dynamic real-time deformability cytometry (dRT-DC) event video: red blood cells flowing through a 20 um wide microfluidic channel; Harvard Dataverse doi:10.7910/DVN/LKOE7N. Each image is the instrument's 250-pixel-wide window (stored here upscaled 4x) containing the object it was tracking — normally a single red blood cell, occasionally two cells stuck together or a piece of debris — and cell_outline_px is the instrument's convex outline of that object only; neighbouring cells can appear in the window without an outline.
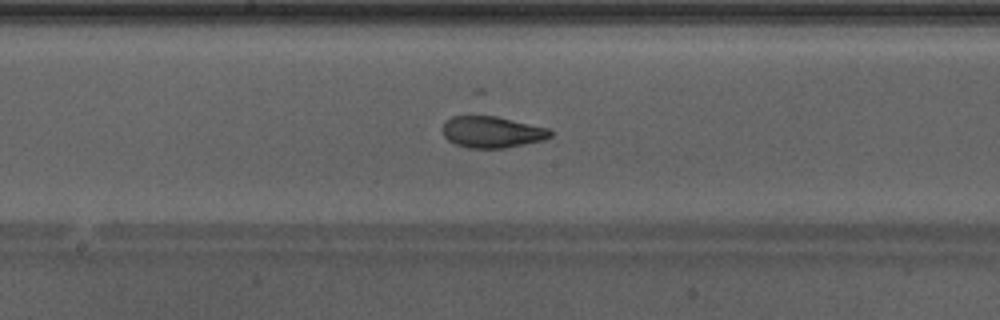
{"species": "Egyptian fruit bat (a non-hibernating species)", "species_latin": "Rousettus aegyptiacus", "temperature_condition": "warm", "stored_images_in_passage": 39, "camera_frame_rate_fps": 3000, "um_per_image_px": 0.085, "animal": {"sex": "male"}, "frame": {"image": 1, "passage_image": 17, "time_ms": 5.333, "image_size_px": [1000, 320], "cell_outline_px": [[552, 136], [544, 140], [504, 148], [468, 148], [456, 144], [448, 140], [444, 136], [440, 128], [444, 120], [452, 116], [496, 116], [548, 128], [552, 132]], "centroid_in_image_um": [41.77, 11.22], "position_along_channel_um": 206.4, "area_um2": 19.88}, "authors_computed_cell_mechanics": {"area_um2": 20.9814, "velocity_mm_per_s": 4.285, "shape_relaxation_time_tau1_ms": 7.7578, "shape_relaxation_time_tau2_ms": 1.2575, "deformation_change_tau1": 0.2266, "deformation_change_tau2": 0.0814}}